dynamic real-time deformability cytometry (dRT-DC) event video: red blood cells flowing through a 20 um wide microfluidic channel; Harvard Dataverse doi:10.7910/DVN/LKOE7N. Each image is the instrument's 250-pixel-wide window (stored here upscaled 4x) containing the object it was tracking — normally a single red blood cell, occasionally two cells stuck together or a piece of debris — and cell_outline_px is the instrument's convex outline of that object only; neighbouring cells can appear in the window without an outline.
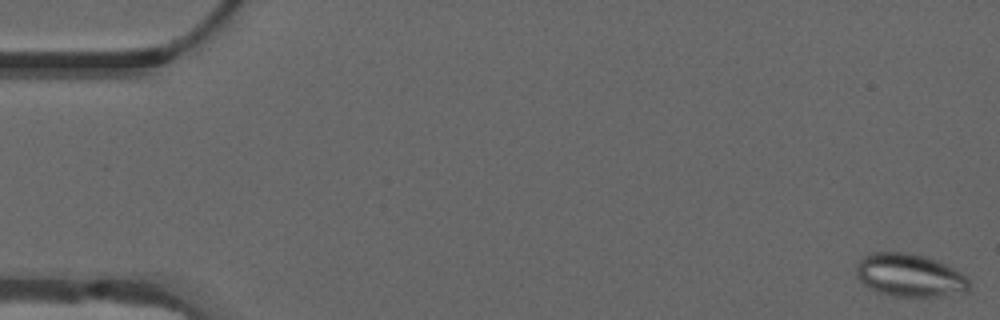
{"species": "common noctule bat (a hibernating species)", "species_latin": "Nyctalus noctula", "temperature_condition": "warm", "stored_images_in_passage": 55, "camera_frame_rate_fps": 3000, "um_per_image_px": 0.085, "animal": {"sex": "male", "forearm_length_mm": 52.5}, "frame": {"image": 1, "passage_image": 1, "time_ms": 0.0, "image_size_px": [1000, 320], "cell_outline_px": [[972, 284], [968, 292], [940, 296], [892, 296], [876, 292], [868, 288], [856, 276], [856, 268], [860, 260], [868, 252], [908, 252], [924, 256], [948, 264], [968, 276]], "centroid_in_image_um": [77.36, 23.4], "position_along_channel_um": 7.6, "area_um2": 28.84}}
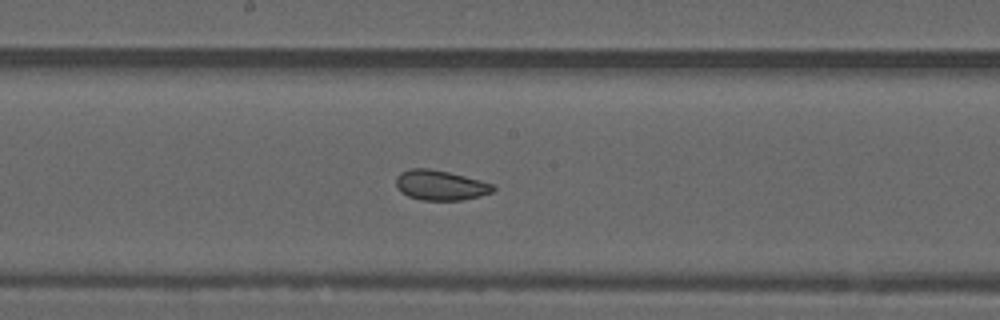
{"frame": {"image": 2, "passage_image": 29, "time_ms": 9.333, "image_size_px": [1000, 320], "cell_outline_px": [[496, 188], [492, 192], [480, 196], [464, 200], [420, 200], [408, 196], [400, 192], [396, 188], [396, 176], [400, 172], [412, 168], [428, 168], [448, 172], [496, 184]], "centroid_in_image_um": [37.43, 15.75], "position_along_channel_um": 210.8, "area_um2": 17.17}}
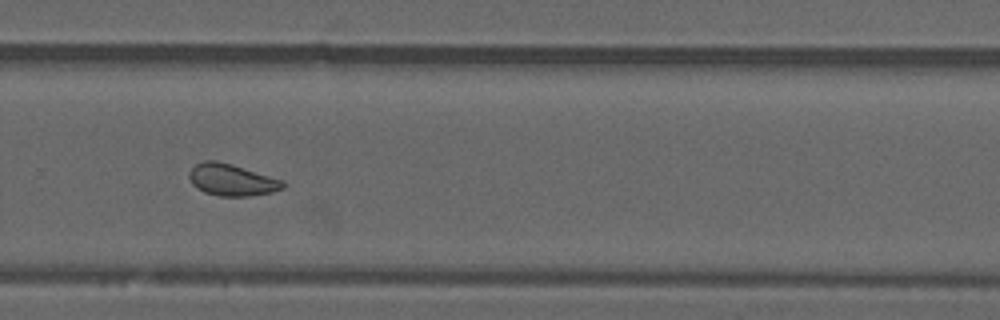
{"frame": {"image": 3, "passage_image": 37, "time_ms": 12.0, "image_size_px": [1000, 320], "cell_outline_px": [[284, 188], [272, 192], [248, 196], [220, 196], [204, 192], [196, 188], [192, 184], [188, 176], [188, 172], [196, 164], [204, 160], [216, 160], [232, 164], [284, 180]], "centroid_in_image_um": [19.68, 15.28], "position_along_channel_um": 310.1, "area_um2": 17.46}, "authors_computed_cell_mechanics": {"area_um2": 18.6116, "velocity_mm_per_s": 3.7467, "shape_relaxation_time_tau1_ms": null, "shape_relaxation_time_tau2_ms": 2.1223, "deformation_change_tau1": null, "deformation_change_tau2": 0.0805}}